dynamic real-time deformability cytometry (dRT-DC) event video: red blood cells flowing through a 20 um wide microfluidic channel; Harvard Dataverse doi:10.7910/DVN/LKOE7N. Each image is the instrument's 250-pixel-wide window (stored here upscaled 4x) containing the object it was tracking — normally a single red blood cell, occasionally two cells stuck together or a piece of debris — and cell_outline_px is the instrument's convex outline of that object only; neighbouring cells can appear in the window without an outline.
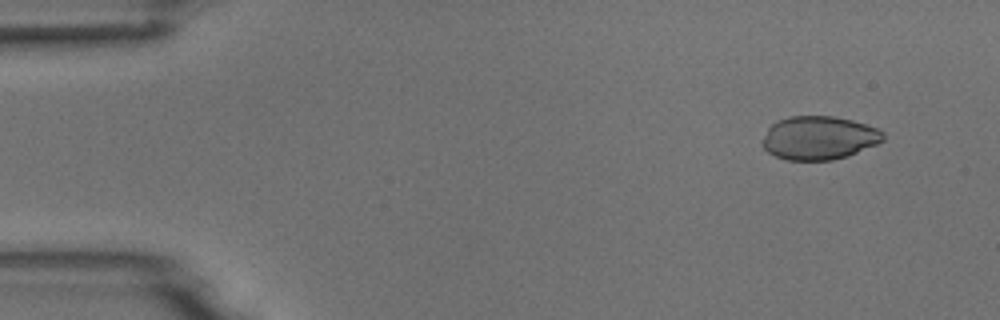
{"species": "common noctule bat (a hibernating species)", "species_latin": "Nyctalus noctula", "temperature_condition": "room temperature", "stored_images_in_passage": 4, "camera_frame_rate_fps": 3000, "um_per_image_px": 0.085, "animal": {"sex": "male", "body_mass_g": 18.8}, "frame": {"image": 1, "passage_image": 1, "time_ms": 0.0, "image_size_px": [1000, 320], "cell_outline_px": [[884, 140], [876, 144], [848, 156], [832, 160], [788, 160], [776, 156], [768, 152], [760, 144], [768, 128], [776, 120], [788, 116], [832, 116], [852, 120], [876, 128], [884, 132]], "centroid_in_image_um": [69.58, 11.72], "position_along_channel_um": 15.4, "area_um2": 30.63}}